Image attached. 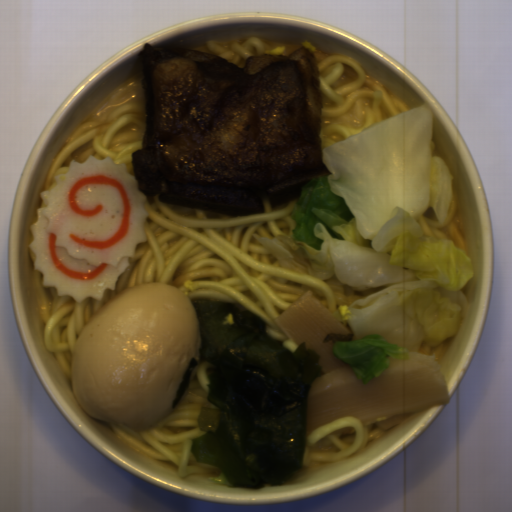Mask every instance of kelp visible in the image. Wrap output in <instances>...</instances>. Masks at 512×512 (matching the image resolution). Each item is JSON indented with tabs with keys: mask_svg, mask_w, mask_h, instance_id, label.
I'll use <instances>...</instances> for the list:
<instances>
[{
	"mask_svg": "<svg viewBox=\"0 0 512 512\" xmlns=\"http://www.w3.org/2000/svg\"><path fill=\"white\" fill-rule=\"evenodd\" d=\"M199 364V362L192 358L190 359V362L183 374V381L182 383L179 385L178 387V390H177V393H176V398L174 399L173 403H172V410L180 403L187 387L189 386L190 384V377H191V374L193 372V369L194 367Z\"/></svg>",
	"mask_w": 512,
	"mask_h": 512,
	"instance_id": "obj_2",
	"label": "kelp"
},
{
	"mask_svg": "<svg viewBox=\"0 0 512 512\" xmlns=\"http://www.w3.org/2000/svg\"><path fill=\"white\" fill-rule=\"evenodd\" d=\"M331 340L333 341H337V340H342V341H354V338H353V333H335V332H330L329 334H327L325 336V338L323 339L322 343H328L330 342Z\"/></svg>",
	"mask_w": 512,
	"mask_h": 512,
	"instance_id": "obj_3",
	"label": "kelp"
},
{
	"mask_svg": "<svg viewBox=\"0 0 512 512\" xmlns=\"http://www.w3.org/2000/svg\"><path fill=\"white\" fill-rule=\"evenodd\" d=\"M207 400L191 438L197 464L216 465L232 486L283 485L303 467L308 396L322 376L319 354L302 342L295 352L266 332L267 321L233 303L192 300Z\"/></svg>",
	"mask_w": 512,
	"mask_h": 512,
	"instance_id": "obj_1",
	"label": "kelp"
}]
</instances>
